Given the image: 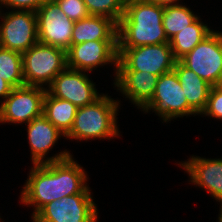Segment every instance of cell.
<instances>
[{"label":"cell","mask_w":222,"mask_h":222,"mask_svg":"<svg viewBox=\"0 0 222 222\" xmlns=\"http://www.w3.org/2000/svg\"><path fill=\"white\" fill-rule=\"evenodd\" d=\"M87 175L72 155L66 159L37 164L31 168L20 200L34 206L33 216L47 203L78 193H91Z\"/></svg>","instance_id":"obj_1"},{"label":"cell","mask_w":222,"mask_h":222,"mask_svg":"<svg viewBox=\"0 0 222 222\" xmlns=\"http://www.w3.org/2000/svg\"><path fill=\"white\" fill-rule=\"evenodd\" d=\"M163 12V6L147 0H126L117 25L118 47L169 43L162 24Z\"/></svg>","instance_id":"obj_2"},{"label":"cell","mask_w":222,"mask_h":222,"mask_svg":"<svg viewBox=\"0 0 222 222\" xmlns=\"http://www.w3.org/2000/svg\"><path fill=\"white\" fill-rule=\"evenodd\" d=\"M119 100L102 94L92 104L79 107L68 139L91 140L108 139L119 135L117 126V111Z\"/></svg>","instance_id":"obj_3"},{"label":"cell","mask_w":222,"mask_h":222,"mask_svg":"<svg viewBox=\"0 0 222 222\" xmlns=\"http://www.w3.org/2000/svg\"><path fill=\"white\" fill-rule=\"evenodd\" d=\"M22 66L25 85L49 87L67 68V51L38 42L22 53Z\"/></svg>","instance_id":"obj_4"},{"label":"cell","mask_w":222,"mask_h":222,"mask_svg":"<svg viewBox=\"0 0 222 222\" xmlns=\"http://www.w3.org/2000/svg\"><path fill=\"white\" fill-rule=\"evenodd\" d=\"M169 43L118 47L116 71H146L161 76L173 71L176 63Z\"/></svg>","instance_id":"obj_5"},{"label":"cell","mask_w":222,"mask_h":222,"mask_svg":"<svg viewBox=\"0 0 222 222\" xmlns=\"http://www.w3.org/2000/svg\"><path fill=\"white\" fill-rule=\"evenodd\" d=\"M151 109L159 117L161 116L163 122L177 117L198 115L188 104L181 83L174 71L159 76L152 99L142 108L147 113Z\"/></svg>","instance_id":"obj_6"},{"label":"cell","mask_w":222,"mask_h":222,"mask_svg":"<svg viewBox=\"0 0 222 222\" xmlns=\"http://www.w3.org/2000/svg\"><path fill=\"white\" fill-rule=\"evenodd\" d=\"M97 211L91 193H78L47 203L31 218L33 222H97Z\"/></svg>","instance_id":"obj_7"},{"label":"cell","mask_w":222,"mask_h":222,"mask_svg":"<svg viewBox=\"0 0 222 222\" xmlns=\"http://www.w3.org/2000/svg\"><path fill=\"white\" fill-rule=\"evenodd\" d=\"M211 86L222 80V44L218 31H212L179 60Z\"/></svg>","instance_id":"obj_8"},{"label":"cell","mask_w":222,"mask_h":222,"mask_svg":"<svg viewBox=\"0 0 222 222\" xmlns=\"http://www.w3.org/2000/svg\"><path fill=\"white\" fill-rule=\"evenodd\" d=\"M0 17V47L22 54L39 42L36 12L13 10L2 16L0 11Z\"/></svg>","instance_id":"obj_9"},{"label":"cell","mask_w":222,"mask_h":222,"mask_svg":"<svg viewBox=\"0 0 222 222\" xmlns=\"http://www.w3.org/2000/svg\"><path fill=\"white\" fill-rule=\"evenodd\" d=\"M45 87H15L10 94L0 101V123H26L42 114Z\"/></svg>","instance_id":"obj_10"},{"label":"cell","mask_w":222,"mask_h":222,"mask_svg":"<svg viewBox=\"0 0 222 222\" xmlns=\"http://www.w3.org/2000/svg\"><path fill=\"white\" fill-rule=\"evenodd\" d=\"M39 43L62 48L71 47L74 22L70 20L55 0H47L36 11Z\"/></svg>","instance_id":"obj_11"},{"label":"cell","mask_w":222,"mask_h":222,"mask_svg":"<svg viewBox=\"0 0 222 222\" xmlns=\"http://www.w3.org/2000/svg\"><path fill=\"white\" fill-rule=\"evenodd\" d=\"M85 71L66 68L60 72L47 91L54 97L67 100L76 107L92 104L101 95Z\"/></svg>","instance_id":"obj_12"},{"label":"cell","mask_w":222,"mask_h":222,"mask_svg":"<svg viewBox=\"0 0 222 222\" xmlns=\"http://www.w3.org/2000/svg\"><path fill=\"white\" fill-rule=\"evenodd\" d=\"M117 40L86 41L71 45L67 50V68L90 72L98 66L114 64L117 67Z\"/></svg>","instance_id":"obj_13"},{"label":"cell","mask_w":222,"mask_h":222,"mask_svg":"<svg viewBox=\"0 0 222 222\" xmlns=\"http://www.w3.org/2000/svg\"><path fill=\"white\" fill-rule=\"evenodd\" d=\"M27 137L31 149L33 165L60 161L71 156L68 151L59 152L53 157L46 158L47 152L55 145L56 141L65 135L59 131L43 114L35 117L27 124Z\"/></svg>","instance_id":"obj_14"},{"label":"cell","mask_w":222,"mask_h":222,"mask_svg":"<svg viewBox=\"0 0 222 222\" xmlns=\"http://www.w3.org/2000/svg\"><path fill=\"white\" fill-rule=\"evenodd\" d=\"M115 75V87L141 109L152 99L159 79L146 71H116Z\"/></svg>","instance_id":"obj_15"},{"label":"cell","mask_w":222,"mask_h":222,"mask_svg":"<svg viewBox=\"0 0 222 222\" xmlns=\"http://www.w3.org/2000/svg\"><path fill=\"white\" fill-rule=\"evenodd\" d=\"M191 177V183L209 192L218 202L222 200V159L191 157L179 163Z\"/></svg>","instance_id":"obj_16"},{"label":"cell","mask_w":222,"mask_h":222,"mask_svg":"<svg viewBox=\"0 0 222 222\" xmlns=\"http://www.w3.org/2000/svg\"><path fill=\"white\" fill-rule=\"evenodd\" d=\"M97 40H117V24L112 19L90 15L74 22L71 45Z\"/></svg>","instance_id":"obj_17"},{"label":"cell","mask_w":222,"mask_h":222,"mask_svg":"<svg viewBox=\"0 0 222 222\" xmlns=\"http://www.w3.org/2000/svg\"><path fill=\"white\" fill-rule=\"evenodd\" d=\"M173 71L181 83L188 104L201 114L206 107L212 86L180 61H176Z\"/></svg>","instance_id":"obj_18"},{"label":"cell","mask_w":222,"mask_h":222,"mask_svg":"<svg viewBox=\"0 0 222 222\" xmlns=\"http://www.w3.org/2000/svg\"><path fill=\"white\" fill-rule=\"evenodd\" d=\"M77 109L71 102L56 98L46 91L42 114L65 136L73 126Z\"/></svg>","instance_id":"obj_19"},{"label":"cell","mask_w":222,"mask_h":222,"mask_svg":"<svg viewBox=\"0 0 222 222\" xmlns=\"http://www.w3.org/2000/svg\"><path fill=\"white\" fill-rule=\"evenodd\" d=\"M213 30L198 18L194 23L175 34L170 40L173 55L177 61L188 54Z\"/></svg>","instance_id":"obj_20"},{"label":"cell","mask_w":222,"mask_h":222,"mask_svg":"<svg viewBox=\"0 0 222 222\" xmlns=\"http://www.w3.org/2000/svg\"><path fill=\"white\" fill-rule=\"evenodd\" d=\"M198 18L199 16L195 15L185 5L165 6L162 24L168 40L188 25L194 23Z\"/></svg>","instance_id":"obj_21"},{"label":"cell","mask_w":222,"mask_h":222,"mask_svg":"<svg viewBox=\"0 0 222 222\" xmlns=\"http://www.w3.org/2000/svg\"><path fill=\"white\" fill-rule=\"evenodd\" d=\"M0 75L14 88L24 86L22 54L0 47Z\"/></svg>","instance_id":"obj_22"},{"label":"cell","mask_w":222,"mask_h":222,"mask_svg":"<svg viewBox=\"0 0 222 222\" xmlns=\"http://www.w3.org/2000/svg\"><path fill=\"white\" fill-rule=\"evenodd\" d=\"M90 15L112 19L117 25L124 14L126 0H83Z\"/></svg>","instance_id":"obj_23"},{"label":"cell","mask_w":222,"mask_h":222,"mask_svg":"<svg viewBox=\"0 0 222 222\" xmlns=\"http://www.w3.org/2000/svg\"><path fill=\"white\" fill-rule=\"evenodd\" d=\"M64 14L73 22L90 16L83 0H55Z\"/></svg>","instance_id":"obj_24"},{"label":"cell","mask_w":222,"mask_h":222,"mask_svg":"<svg viewBox=\"0 0 222 222\" xmlns=\"http://www.w3.org/2000/svg\"><path fill=\"white\" fill-rule=\"evenodd\" d=\"M202 114L222 120V88L219 86H212L206 107L201 115Z\"/></svg>","instance_id":"obj_25"},{"label":"cell","mask_w":222,"mask_h":222,"mask_svg":"<svg viewBox=\"0 0 222 222\" xmlns=\"http://www.w3.org/2000/svg\"><path fill=\"white\" fill-rule=\"evenodd\" d=\"M47 0H0V6L12 8L13 10H30L36 12L37 9Z\"/></svg>","instance_id":"obj_26"},{"label":"cell","mask_w":222,"mask_h":222,"mask_svg":"<svg viewBox=\"0 0 222 222\" xmlns=\"http://www.w3.org/2000/svg\"><path fill=\"white\" fill-rule=\"evenodd\" d=\"M13 88L14 87L0 75V97H2L3 100L10 94Z\"/></svg>","instance_id":"obj_27"},{"label":"cell","mask_w":222,"mask_h":222,"mask_svg":"<svg viewBox=\"0 0 222 222\" xmlns=\"http://www.w3.org/2000/svg\"><path fill=\"white\" fill-rule=\"evenodd\" d=\"M150 3L160 5V6H172V5H179V0H147ZM178 1V3H177Z\"/></svg>","instance_id":"obj_28"},{"label":"cell","mask_w":222,"mask_h":222,"mask_svg":"<svg viewBox=\"0 0 222 222\" xmlns=\"http://www.w3.org/2000/svg\"><path fill=\"white\" fill-rule=\"evenodd\" d=\"M221 202V208H220V214H219V219H218V222H222V200L220 201Z\"/></svg>","instance_id":"obj_29"},{"label":"cell","mask_w":222,"mask_h":222,"mask_svg":"<svg viewBox=\"0 0 222 222\" xmlns=\"http://www.w3.org/2000/svg\"><path fill=\"white\" fill-rule=\"evenodd\" d=\"M218 35H219V37H220V39H221V44H222V33L219 32Z\"/></svg>","instance_id":"obj_30"},{"label":"cell","mask_w":222,"mask_h":222,"mask_svg":"<svg viewBox=\"0 0 222 222\" xmlns=\"http://www.w3.org/2000/svg\"><path fill=\"white\" fill-rule=\"evenodd\" d=\"M219 87L222 88V80H221V82H220V84H219Z\"/></svg>","instance_id":"obj_31"}]
</instances>
